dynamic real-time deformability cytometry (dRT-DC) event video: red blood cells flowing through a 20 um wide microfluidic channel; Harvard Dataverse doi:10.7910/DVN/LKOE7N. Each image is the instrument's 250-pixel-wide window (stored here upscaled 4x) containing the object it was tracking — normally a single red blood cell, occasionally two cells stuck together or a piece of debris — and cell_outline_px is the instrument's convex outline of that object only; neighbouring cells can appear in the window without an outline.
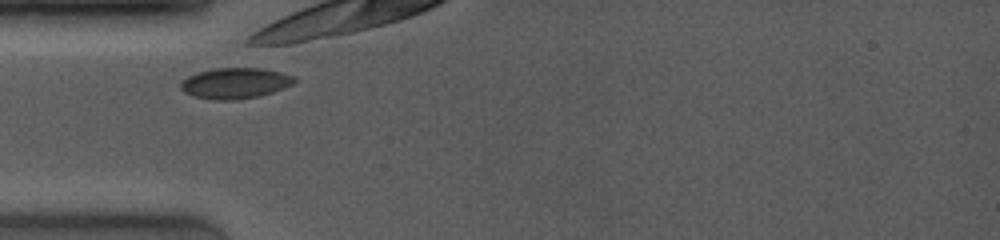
{"species": "common noctule bat (a hibernating species)", "species_latin": "Nyctalus noctula", "temperature_condition": "room temperature", "stored_images_in_passage": 7, "camera_frame_rate_fps": 4000, "um_per_image_px": 0.085, "animal": {"sex": "female", "body_mass_g": 19.0, "forearm_length_mm": 53.3}, "frame": {"image": 1, "passage_image": 2, "time_ms": 1.25, "image_size_px": [1000, 240], "cell_outline_px": [[296, 80], [292, 84], [272, 92], [260, 96], [236, 100], [212, 100], [192, 96], [184, 92], [180, 88], [180, 84], [188, 76], [196, 72], [212, 68], [260, 68], [280, 72], [296, 76]], "centroid_in_image_um": [19.96, 7.07], "position_along_channel_um": 65.0, "area_um2": 20.52}}